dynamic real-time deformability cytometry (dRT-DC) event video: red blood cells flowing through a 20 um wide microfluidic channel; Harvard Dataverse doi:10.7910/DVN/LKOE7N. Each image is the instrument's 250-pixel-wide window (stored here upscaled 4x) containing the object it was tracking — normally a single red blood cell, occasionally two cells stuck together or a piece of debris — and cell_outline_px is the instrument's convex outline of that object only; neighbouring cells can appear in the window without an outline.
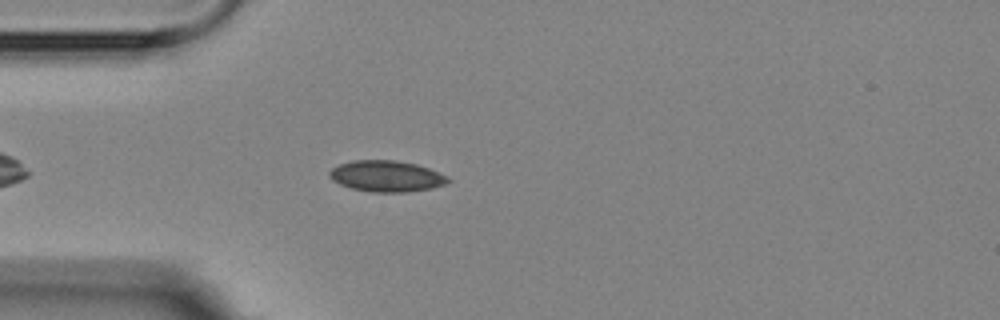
{"species": "Egyptian fruit bat (a non-hibernating species)", "species_latin": "Rousettus aegyptiacus", "temperature_condition": "room temperature", "stored_images_in_passage": 4, "camera_frame_rate_fps": 3000, "um_per_image_px": 0.085, "animal": {"sex": "female"}, "frame": {"image": 1, "passage_image": 4, "time_ms": 4.333, "image_size_px": [1000, 320], "cell_outline_px": [[452, 180], [444, 184], [432, 188], [404, 192], [372, 192], [352, 188], [340, 184], [332, 180], [328, 176], [328, 172], [332, 168], [340, 164], [352, 160], [396, 160], [416, 164], [428, 168], [448, 176]], "centroid_in_image_um": [32.84, 14.97], "position_along_channel_um": 52.2, "area_um2": 21.5}}